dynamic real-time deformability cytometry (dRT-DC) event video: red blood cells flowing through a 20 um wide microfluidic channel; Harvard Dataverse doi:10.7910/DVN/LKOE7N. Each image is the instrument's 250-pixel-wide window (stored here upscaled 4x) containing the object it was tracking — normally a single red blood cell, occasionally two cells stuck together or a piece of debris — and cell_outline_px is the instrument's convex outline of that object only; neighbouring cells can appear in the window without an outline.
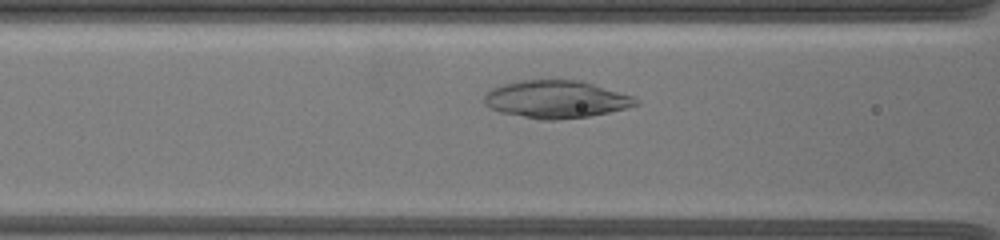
{"species": "common noctule bat (a hibernating species)", "species_latin": "Nyctalus noctula", "temperature_condition": "warm", "stored_images_in_passage": 32, "camera_frame_rate_fps": 3000, "um_per_image_px": 0.085, "animal": {"sex": "female", "body_mass_g": 19.5, "forearm_length_mm": 54.1}, "frame": {"image": 1, "passage_image": 10, "time_ms": 3.0, "image_size_px": [1000, 240], "cell_outline_px": [[640, 104], [628, 108], [588, 116], [556, 120], [540, 120], [500, 112], [488, 108], [484, 104], [484, 96], [492, 88], [504, 84], [520, 80], [576, 80], [592, 84], [636, 96], [640, 100]], "centroid_in_image_um": [47.29, 8.45], "position_along_channel_um": 119.3, "area_um2": 33.29}}
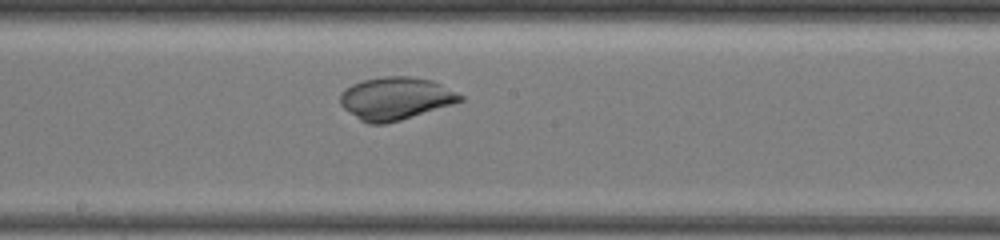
{"frame": {"image": 2, "passage_image": 17, "time_ms": 5.333, "image_size_px": [1000, 240], "cell_outline_px": [[464, 100], [452, 104], [400, 120], [384, 124], [368, 124], [360, 120], [348, 112], [340, 104], [340, 96], [352, 84], [364, 80], [384, 76], [408, 76], [432, 80], [464, 96]], "centroid_in_image_um": [33.62, 8.37], "position_along_channel_um": 214.6, "area_um2": 29.48}}
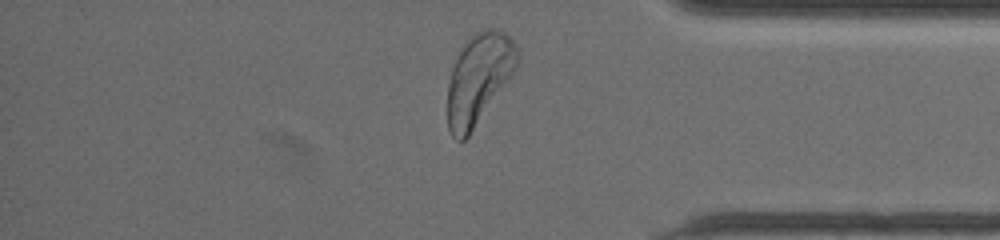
{"frame": {"image": 3, "passage_image": 32, "time_ms": 10.333, "image_size_px": [1000, 240], "cell_outline_px": [[520, 56], [508, 80], [468, 136], [464, 140], [456, 140], [452, 136], [448, 128], [448, 80], [452, 68], [468, 36], [476, 32], [488, 28], [496, 28], [504, 32], [520, 48]], "centroid_in_image_um": [40.69, 6.65], "position_along_channel_um": 394.5, "area_um2": 36.3}}